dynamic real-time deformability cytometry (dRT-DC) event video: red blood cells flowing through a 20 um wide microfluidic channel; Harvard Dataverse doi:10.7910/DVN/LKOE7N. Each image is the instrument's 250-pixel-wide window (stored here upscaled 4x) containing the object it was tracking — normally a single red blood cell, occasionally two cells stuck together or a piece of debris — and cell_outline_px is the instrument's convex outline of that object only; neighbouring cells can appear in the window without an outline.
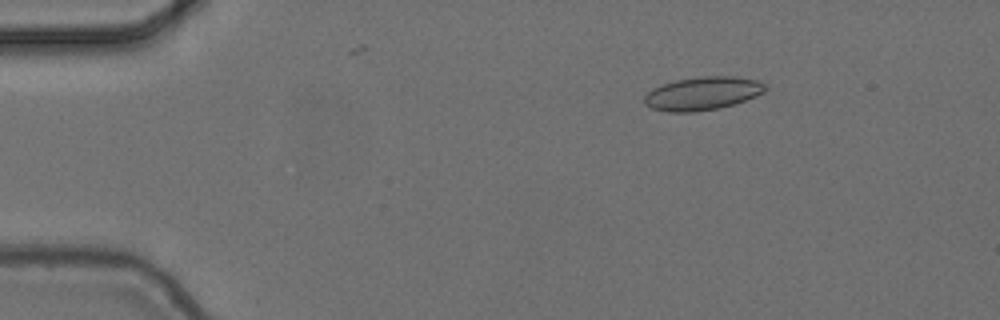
{"species": "common noctule bat (a hibernating species)", "species_latin": "Nyctalus noctula", "temperature_condition": "cold", "stored_images_in_passage": 3, "camera_frame_rate_fps": 3000, "um_per_image_px": 0.085, "animal": {"sex": "female", "body_mass_g": 24.6, "forearm_length_mm": 56.2}, "frame": {"image": 1, "passage_image": 2, "time_ms": 0.333, "image_size_px": [1000, 320], "cell_outline_px": [[768, 88], [764, 92], [756, 96], [736, 104], [720, 108], [692, 112], [668, 112], [652, 108], [644, 104], [644, 96], [652, 88], [676, 80], [700, 76], [732, 76], [756, 80], [764, 84]], "centroid_in_image_um": [59.72, 7.95], "position_along_channel_um": 25.3, "area_um2": 23.52}}